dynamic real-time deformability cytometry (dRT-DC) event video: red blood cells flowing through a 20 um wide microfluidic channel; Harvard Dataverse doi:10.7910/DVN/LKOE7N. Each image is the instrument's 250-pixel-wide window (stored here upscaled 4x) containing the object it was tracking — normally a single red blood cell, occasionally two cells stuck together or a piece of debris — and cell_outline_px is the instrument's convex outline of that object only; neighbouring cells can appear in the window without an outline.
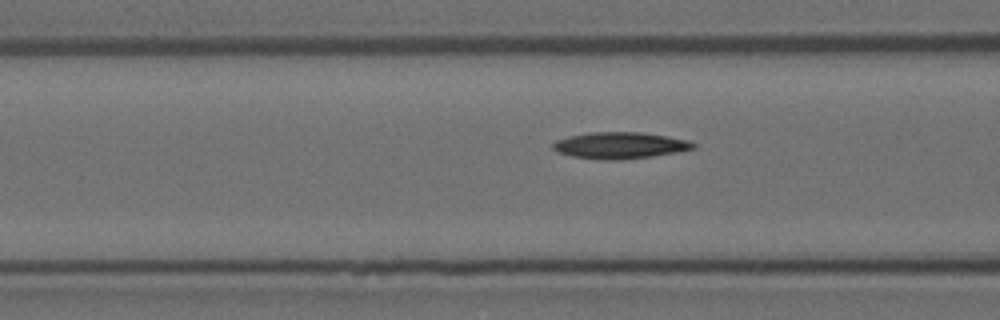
{"species": "Egyptian fruit bat (a non-hibernating species)", "species_latin": "Rousettus aegyptiacus", "temperature_condition": "room temperature", "stored_images_in_passage": 18, "camera_frame_rate_fps": 3000, "um_per_image_px": 0.085, "animal": {"sex": "female"}, "frame": {"image": 1, "passage_image": 16, "time_ms": 5.0, "image_size_px": [1000, 320], "cell_outline_px": [[696, 148], [676, 152], [652, 156], [620, 160], [604, 160], [572, 156], [556, 152], [552, 148], [552, 144], [556, 140], [568, 136], [588, 132], [640, 132], [688, 140], [696, 144]], "centroid_in_image_um": [52.65, 12.36], "position_along_channel_um": 113.9, "area_um2": 21.68}}